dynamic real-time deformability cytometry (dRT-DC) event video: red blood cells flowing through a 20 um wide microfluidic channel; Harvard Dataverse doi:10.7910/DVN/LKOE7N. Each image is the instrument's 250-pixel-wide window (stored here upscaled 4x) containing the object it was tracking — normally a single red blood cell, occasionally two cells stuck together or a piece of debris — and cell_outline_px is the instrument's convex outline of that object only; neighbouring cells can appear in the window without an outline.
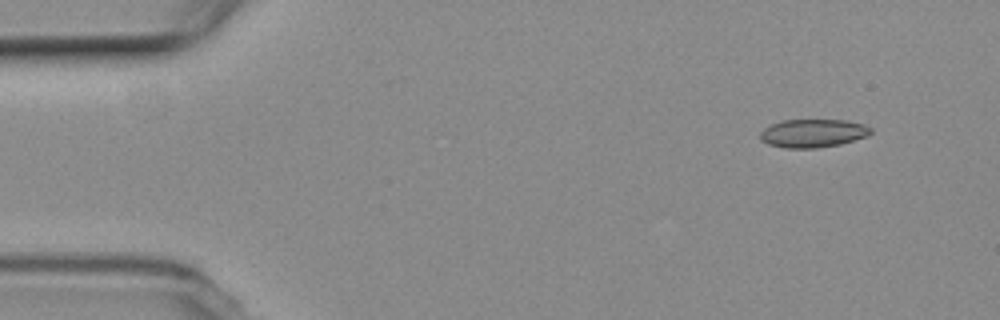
{"species": "common noctule bat (a hibernating species)", "species_latin": "Nyctalus noctula", "temperature_condition": "room temperature", "stored_images_in_passage": 5, "camera_frame_rate_fps": 3000, "um_per_image_px": 0.085, "animal": {"sex": "female", "body_mass_g": 19.3, "forearm_length_mm": 54.1}, "frame": {"image": 1, "passage_image": 2, "time_ms": 1.333, "image_size_px": [1000, 320], "cell_outline_px": [[872, 132], [864, 136], [840, 144], [816, 148], [784, 148], [768, 144], [760, 140], [760, 132], [764, 128], [780, 120], [848, 120], [864, 124], [872, 128]], "centroid_in_image_um": [69.06, 11.32], "position_along_channel_um": 15.9, "area_um2": 18.21}}